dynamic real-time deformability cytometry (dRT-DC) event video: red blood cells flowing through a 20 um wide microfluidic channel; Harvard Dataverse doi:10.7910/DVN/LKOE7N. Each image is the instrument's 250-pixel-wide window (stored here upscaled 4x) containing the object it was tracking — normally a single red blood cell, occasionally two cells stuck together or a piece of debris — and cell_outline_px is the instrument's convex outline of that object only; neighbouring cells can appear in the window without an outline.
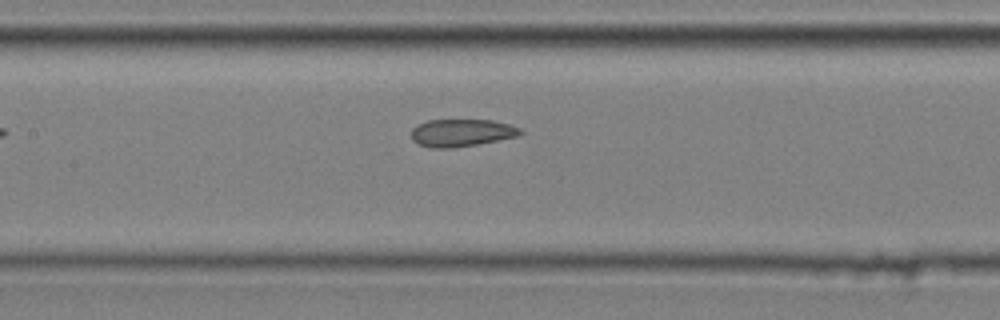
{"species": "common noctule bat (a hibernating species)", "species_latin": "Nyctalus noctula", "temperature_condition": "cold", "stored_images_in_passage": 8, "camera_frame_rate_fps": 3000, "um_per_image_px": 0.085, "animal": {"sex": "male", "body_mass_g": 20.4}, "frame": {"image": 1, "passage_image": 8, "time_ms": 2.333, "image_size_px": [1000, 320], "cell_outline_px": [[524, 132], [516, 136], [476, 144], [452, 148], [428, 148], [412, 140], [412, 128], [416, 124], [428, 120], [492, 120], [508, 124], [520, 128]], "centroid_in_image_um": [39.18, 11.28], "position_along_channel_um": 168.2, "area_um2": 17.34}}